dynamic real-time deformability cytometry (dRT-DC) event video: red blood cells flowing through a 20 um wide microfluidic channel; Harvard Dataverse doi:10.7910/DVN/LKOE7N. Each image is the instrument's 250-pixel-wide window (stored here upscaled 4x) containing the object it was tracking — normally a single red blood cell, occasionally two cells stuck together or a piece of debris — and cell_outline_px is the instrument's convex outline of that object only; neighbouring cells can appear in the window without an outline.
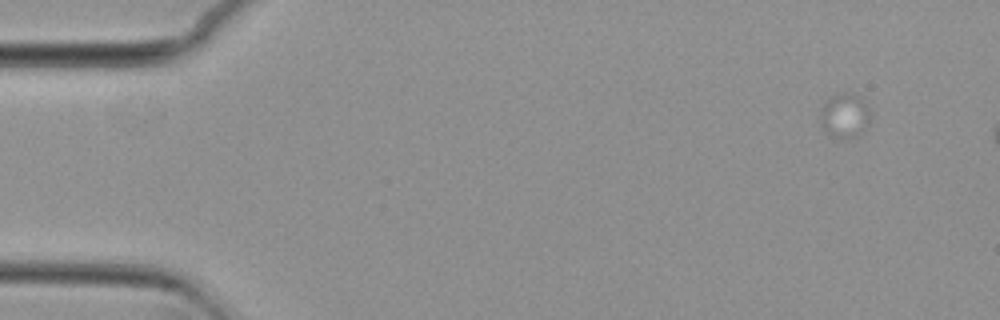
{"species": "common noctule bat (a hibernating species)", "species_latin": "Nyctalus noctula", "temperature_condition": "cold", "stored_images_in_passage": 14, "camera_frame_rate_fps": 3000, "um_per_image_px": 0.085, "animal": {"sex": "female", "body_mass_g": 29.2, "forearm_length_mm": 56.3}, "frame": {"image": 1, "passage_image": 1, "time_ms": 0.0, "image_size_px": [1000, 320], "cell_outline_px": [[868, 124], [856, 136], [844, 140], [828, 132], [820, 116], [824, 104], [832, 96], [844, 92], [852, 92], [868, 108]], "centroid_in_image_um": [71.81, 9.82], "position_along_channel_um": 13.2, "area_um2": 12.14}}